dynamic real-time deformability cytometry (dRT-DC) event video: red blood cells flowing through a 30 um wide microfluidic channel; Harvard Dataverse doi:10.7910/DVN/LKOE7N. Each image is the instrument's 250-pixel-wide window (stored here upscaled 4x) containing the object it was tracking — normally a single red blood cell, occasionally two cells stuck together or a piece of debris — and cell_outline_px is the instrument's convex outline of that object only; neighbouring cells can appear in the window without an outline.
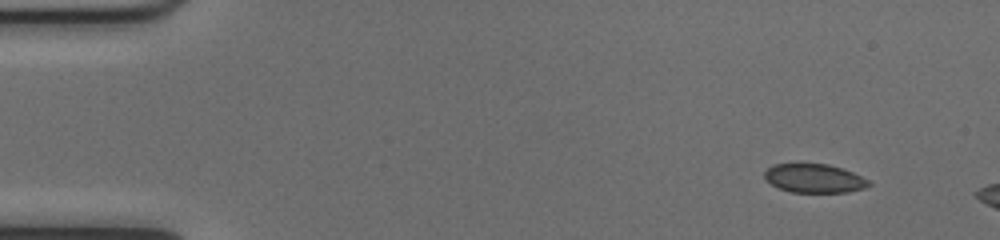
{"species": "common noctule bat (a hibernating species)", "species_latin": "Nyctalus noctula", "temperature_condition": "cold", "stored_images_in_passage": 6, "camera_frame_rate_fps": 3000, "um_per_image_px": 0.085, "animal": {"sex": "female", "body_mass_g": 17.0, "forearm_length_mm": 48.0}, "frame": {"image": 1, "passage_image": 1, "time_ms": 0.0, "image_size_px": [1000, 240], "cell_outline_px": [[872, 184], [864, 188], [848, 192], [792, 192], [780, 188], [764, 180], [764, 172], [772, 164], [796, 160], [828, 164], [852, 172], [868, 180]], "centroid_in_image_um": [69.13, 15.1], "position_along_channel_um": 15.9, "area_um2": 18.15}}